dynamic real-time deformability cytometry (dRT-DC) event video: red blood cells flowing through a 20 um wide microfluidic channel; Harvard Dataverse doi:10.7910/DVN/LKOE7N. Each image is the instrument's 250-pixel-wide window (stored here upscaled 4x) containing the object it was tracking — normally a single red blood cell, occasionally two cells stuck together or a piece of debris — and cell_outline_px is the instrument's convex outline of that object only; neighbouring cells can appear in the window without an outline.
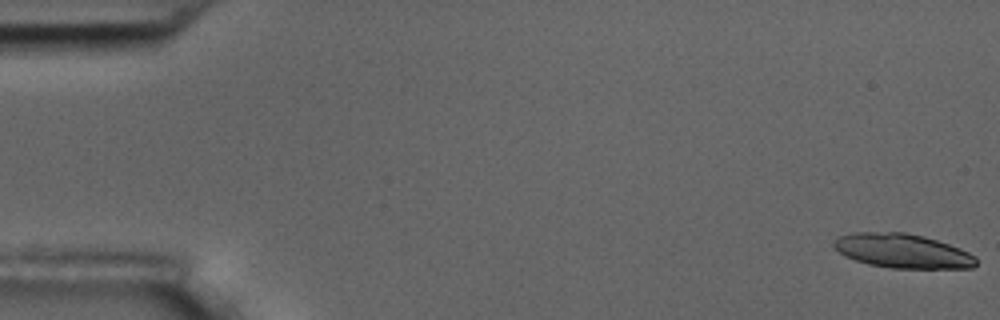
{"species": "common noctule bat (a hibernating species)", "species_latin": "Nyctalus noctula", "temperature_condition": "room temperature", "stored_images_in_passage": 5, "camera_frame_rate_fps": 3000, "um_per_image_px": 0.085, "animal": {"sex": "male", "body_mass_g": 17.5, "forearm_length_mm": 52.3}, "frame": {"image": 1, "passage_image": 1, "time_ms": 0.0, "image_size_px": [1000, 320], "cell_outline_px": [[976, 264], [972, 268], [892, 268], [868, 264], [844, 256], [832, 244], [832, 240], [836, 236], [852, 232], [904, 232], [924, 236], [960, 248], [976, 256]], "centroid_in_image_um": [76.67, 21.32], "position_along_channel_um": 8.3, "area_um2": 28.5}}